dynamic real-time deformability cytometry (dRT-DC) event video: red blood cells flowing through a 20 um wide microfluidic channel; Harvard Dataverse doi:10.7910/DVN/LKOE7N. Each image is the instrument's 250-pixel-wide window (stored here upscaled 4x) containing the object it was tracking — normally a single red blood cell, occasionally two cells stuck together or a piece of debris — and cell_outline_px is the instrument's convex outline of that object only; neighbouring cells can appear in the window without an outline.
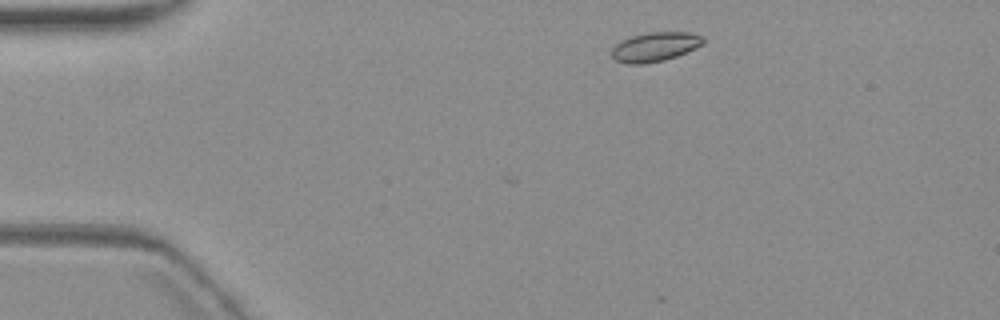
{"species": "common noctule bat (a hibernating species)", "species_latin": "Nyctalus noctula", "temperature_condition": "warm", "stored_images_in_passage": 4, "camera_frame_rate_fps": 3000, "um_per_image_px": 0.085, "animal": {"sex": "female", "body_mass_g": 19.3, "forearm_length_mm": 54.1}, "frame": {"image": 1, "passage_image": 1, "time_ms": 0.0, "image_size_px": [1000, 320], "cell_outline_px": [[704, 44], [696, 48], [676, 56], [664, 60], [644, 64], [628, 64], [616, 60], [612, 56], [612, 48], [620, 40], [632, 36], [648, 32], [688, 32], [704, 36]], "centroid_in_image_um": [55.69, 3.97], "position_along_channel_um": 29.3, "area_um2": 15.66}}